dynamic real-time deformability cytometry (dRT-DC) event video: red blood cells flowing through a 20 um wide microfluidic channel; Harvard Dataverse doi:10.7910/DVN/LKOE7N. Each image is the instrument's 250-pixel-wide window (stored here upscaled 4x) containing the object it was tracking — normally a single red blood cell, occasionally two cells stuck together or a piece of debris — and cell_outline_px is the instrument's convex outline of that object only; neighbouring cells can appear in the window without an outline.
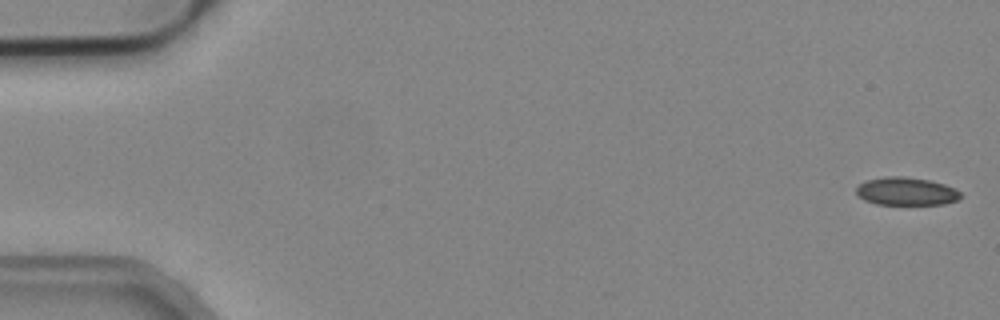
{"species": "common noctule bat (a hibernating species)", "species_latin": "Nyctalus noctula", "temperature_condition": "cold", "stored_images_in_passage": 52, "camera_frame_rate_fps": 3000, "um_per_image_px": 0.085, "animal": {"sex": "male", "body_mass_g": 19.2, "forearm_length_mm": 51.8}, "frame": {"image": 1, "passage_image": 1, "time_ms": 0.0, "image_size_px": [1000, 320], "cell_outline_px": [[960, 196], [956, 200], [944, 204], [876, 204], [864, 200], [856, 192], [856, 188], [864, 180], [884, 176], [904, 176], [928, 180], [944, 184], [956, 188], [960, 192]], "centroid_in_image_um": [77.01, 16.25], "position_along_channel_um": 8.0, "area_um2": 16.99}}
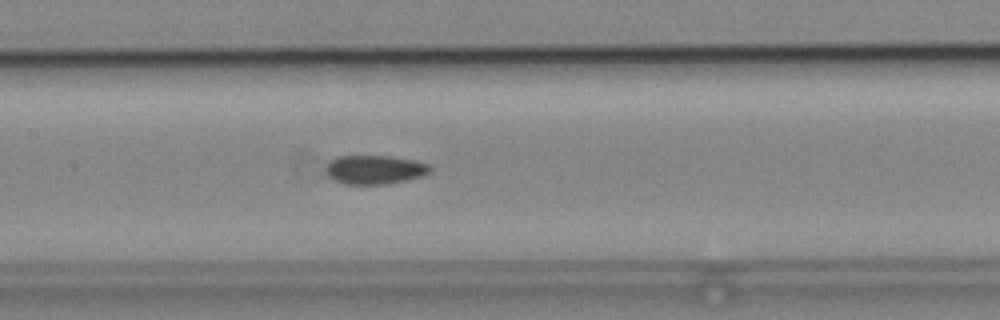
{"frame": {"image": 2, "passage_image": 25, "time_ms": 8.0, "image_size_px": [1000, 320], "cell_outline_px": [[432, 168], [428, 172], [420, 176], [404, 180], [384, 184], [344, 184], [328, 176], [328, 164], [336, 156], [392, 156], [416, 160], [432, 164]], "centroid_in_image_um": [31.9, 14.4], "position_along_channel_um": 175.5, "area_um2": 17.34}}
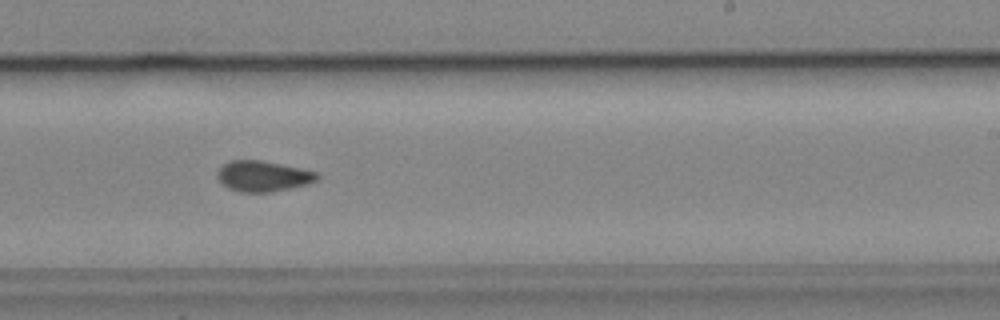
{"frame": {"image": 3, "passage_image": 32, "time_ms": 10.333, "image_size_px": [1000, 320], "cell_outline_px": [[320, 176], [316, 180], [308, 184], [292, 188], [272, 192], [240, 192], [228, 188], [220, 184], [216, 176], [216, 172], [224, 164], [232, 160], [260, 160], [300, 168], [316, 172]], "centroid_in_image_um": [22.32, 14.98], "position_along_channel_um": 266.7, "area_um2": 17.92}}